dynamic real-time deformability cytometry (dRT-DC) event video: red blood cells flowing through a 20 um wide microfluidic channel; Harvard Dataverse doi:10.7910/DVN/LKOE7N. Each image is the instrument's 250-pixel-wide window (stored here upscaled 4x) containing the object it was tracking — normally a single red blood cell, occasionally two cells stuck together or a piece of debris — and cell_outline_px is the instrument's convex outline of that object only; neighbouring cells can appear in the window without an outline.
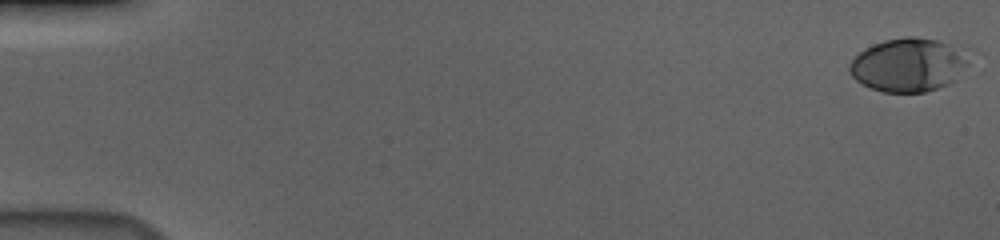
{"species": "human", "species_latin": "Homo sapiens", "temperature_condition": "cold", "stored_images_in_passage": 57, "camera_frame_rate_fps": 3000, "um_per_image_px": 0.085, "donor": {"sex": "male"}, "frame": {"image": 1, "passage_image": 1, "time_ms": 0.0, "image_size_px": [1000, 240], "cell_outline_px": [[968, 64], [956, 80], [948, 84], [924, 92], [884, 92], [872, 88], [856, 80], [852, 76], [848, 68], [848, 64], [860, 52], [872, 44], [884, 40], [904, 36], [912, 36], [936, 40], [948, 44]], "centroid_in_image_um": [77.11, 5.53], "position_along_channel_um": 7.9, "area_um2": 36.24}}
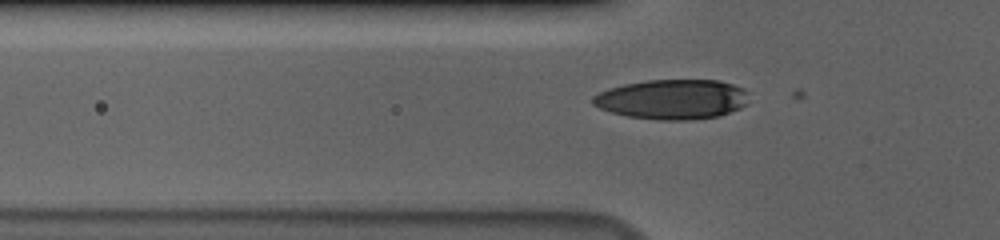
{"frame": {"image": 2, "passage_image": 20, "time_ms": 6.333, "image_size_px": [1000, 240], "cell_outline_px": [[748, 104], [740, 108], [720, 116], [688, 120], [656, 120], [628, 116], [612, 112], [600, 108], [592, 104], [592, 96], [608, 88], [624, 84], [648, 80], [720, 80], [744, 88]], "centroid_in_image_um": [57.15, 8.44], "position_along_channel_um": 68.7, "area_um2": 36.3}}
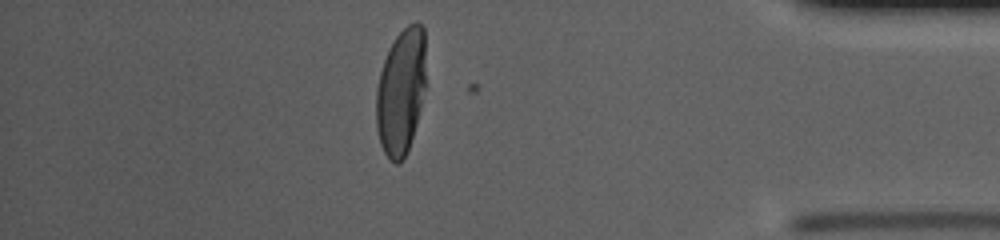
{"frame": {"image": 3, "passage_image": 50, "time_ms": 16.333, "image_size_px": [1000, 240], "cell_outline_px": [[428, 84], [408, 152], [400, 164], [396, 164], [388, 160], [380, 144], [376, 128], [376, 88], [380, 72], [388, 48], [396, 36], [408, 24], [416, 20], [424, 28]], "centroid_in_image_um": [34.12, 7.78], "position_along_channel_um": 401.1, "area_um2": 37.92}, "authors_computed_cell_mechanics": {"area_um2": 37.2232, "velocity_mm_per_s": 3.6648, "shape_relaxation_time_tau1_ms": 3.9374, "shape_relaxation_time_tau2_ms": null, "deformation_change_tau1": 0.1841, "deformation_change_tau2": null}}